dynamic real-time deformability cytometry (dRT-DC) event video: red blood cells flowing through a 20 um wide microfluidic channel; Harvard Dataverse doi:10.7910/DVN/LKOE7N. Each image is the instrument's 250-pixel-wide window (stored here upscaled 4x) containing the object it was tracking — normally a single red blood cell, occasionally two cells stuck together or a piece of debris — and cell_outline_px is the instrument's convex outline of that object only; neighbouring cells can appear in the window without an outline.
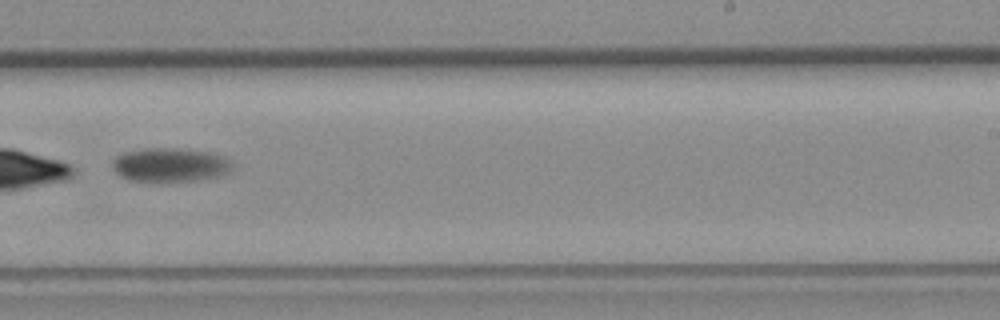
{"species": "common noctule bat (a hibernating species)", "species_latin": "Nyctalus noctula", "temperature_condition": "room temperature", "stored_images_in_passage": 36, "camera_frame_rate_fps": 3000, "um_per_image_px": 0.085, "animal": {"sex": "female", "body_mass_g": 19.3, "forearm_length_mm": 54.1}, "frame": {"image": 1, "passage_image": 33, "time_ms": 10.667, "image_size_px": [1000, 320], "cell_outline_px": [[232, 168], [228, 172], [220, 176], [192, 180], [132, 180], [116, 172], [112, 164], [112, 160], [116, 156], [124, 152], [144, 148], [180, 148], [212, 152], [224, 156], [228, 160]], "centroid_in_image_um": [14.47, 13.97], "position_along_channel_um": 274.5, "area_um2": 23.24}}